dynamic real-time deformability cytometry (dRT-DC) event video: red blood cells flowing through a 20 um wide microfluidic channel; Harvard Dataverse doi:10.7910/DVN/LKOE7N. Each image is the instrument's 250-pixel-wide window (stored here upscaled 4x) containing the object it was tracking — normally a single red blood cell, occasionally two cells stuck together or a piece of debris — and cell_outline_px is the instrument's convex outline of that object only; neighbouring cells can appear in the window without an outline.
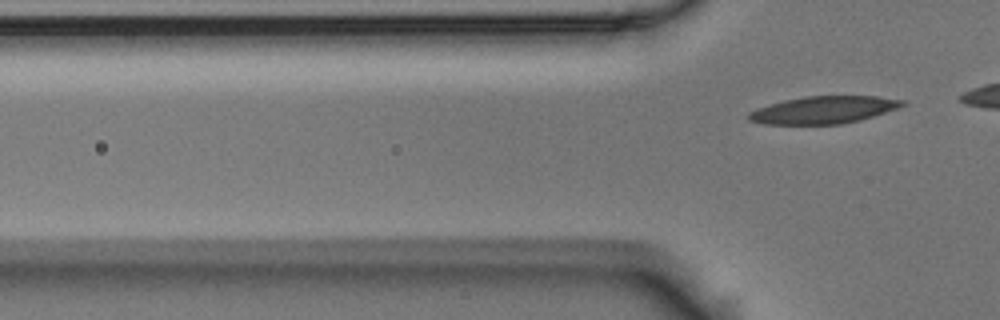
{"species": "Egyptian fruit bat (a non-hibernating species)", "species_latin": "Rousettus aegyptiacus", "temperature_condition": "room temperature", "stored_images_in_passage": 6, "segment_of_instrument_passage": [2, 2], "camera_frame_rate_fps": 3000, "um_per_image_px": 0.085, "animal": {"sex": "male"}, "frame": {"image": 1, "passage_image": 6, "time_ms": 1.667, "image_size_px": [1000, 320], "cell_outline_px": [[908, 104], [860, 120], [840, 124], [764, 124], [748, 120], [744, 116], [748, 112], [756, 108], [784, 100], [808, 96], [876, 96], [904, 100]], "centroid_in_image_um": [69.95, 9.34], "position_along_channel_um": 55.8, "area_um2": 24.45}}